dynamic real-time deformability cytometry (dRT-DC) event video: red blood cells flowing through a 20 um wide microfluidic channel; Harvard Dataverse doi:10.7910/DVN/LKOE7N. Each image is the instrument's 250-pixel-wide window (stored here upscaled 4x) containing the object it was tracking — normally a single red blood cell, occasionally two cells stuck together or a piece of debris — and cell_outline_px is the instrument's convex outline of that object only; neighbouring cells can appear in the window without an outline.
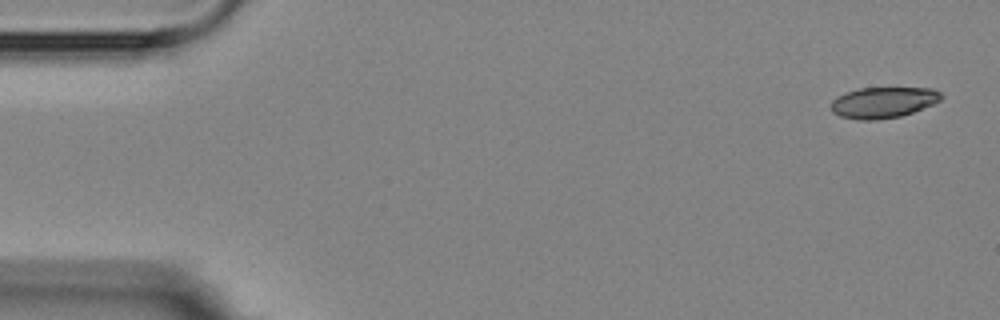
{"species": "Egyptian fruit bat (a non-hibernating species)", "species_latin": "Rousettus aegyptiacus", "temperature_condition": "room temperature", "stored_images_in_passage": 5, "camera_frame_rate_fps": 3000, "um_per_image_px": 0.085, "animal": {"sex": "female"}, "frame": {"image": 1, "passage_image": 1, "time_ms": 0.0, "image_size_px": [1000, 320], "cell_outline_px": [[944, 96], [940, 100], [932, 104], [912, 112], [900, 116], [876, 120], [856, 120], [840, 116], [832, 112], [832, 100], [836, 96], [844, 92], [860, 88], [932, 88], [940, 92]], "centroid_in_image_um": [75.04, 8.7], "position_along_channel_um": 10.0, "area_um2": 19.88}}
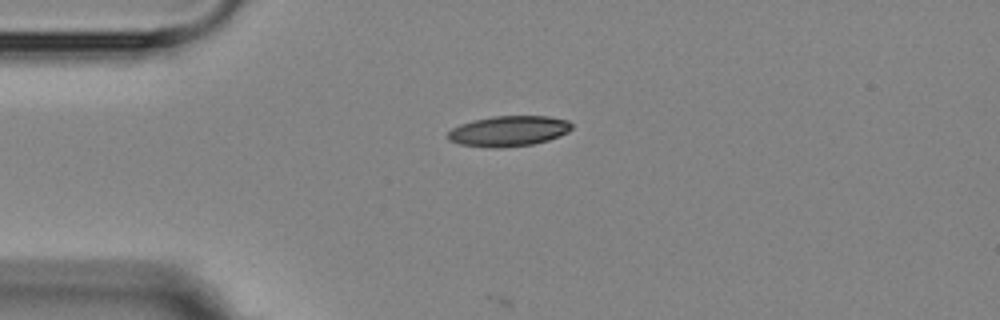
{"frame": {"image": 2, "passage_image": 4, "time_ms": 3.667, "image_size_px": [1000, 320], "cell_outline_px": [[572, 128], [568, 132], [560, 136], [548, 140], [532, 144], [500, 148], [492, 148], [460, 144], [448, 140], [448, 132], [452, 128], [460, 124], [472, 120], [492, 116], [548, 116], [568, 120], [572, 124]], "centroid_in_image_um": [43.23, 11.13], "position_along_channel_um": 41.8, "area_um2": 22.08}}